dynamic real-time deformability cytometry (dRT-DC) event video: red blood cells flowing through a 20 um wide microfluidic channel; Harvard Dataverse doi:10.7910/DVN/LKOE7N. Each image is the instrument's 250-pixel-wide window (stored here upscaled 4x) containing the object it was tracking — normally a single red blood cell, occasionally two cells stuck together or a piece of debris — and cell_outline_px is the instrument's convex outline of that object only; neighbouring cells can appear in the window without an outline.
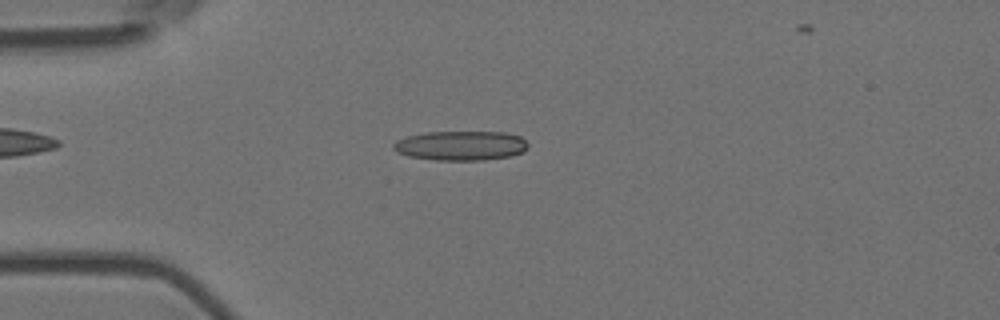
{"species": "Egyptian fruit bat (a non-hibernating species)", "species_latin": "Rousettus aegyptiacus", "temperature_condition": "room temperature", "stored_images_in_passage": 4, "camera_frame_rate_fps": 3000, "um_per_image_px": 0.085, "animal": {"sex": "female"}, "frame": {"image": 1, "passage_image": 2, "time_ms": 0.333, "image_size_px": [1000, 320], "cell_outline_px": [[528, 148], [512, 156], [484, 160], [436, 160], [408, 156], [396, 152], [392, 148], [392, 144], [396, 140], [408, 136], [424, 132], [504, 132], [520, 136], [528, 144]], "centroid_in_image_um": [39.14, 12.38], "position_along_channel_um": 45.9, "area_um2": 23.24}}
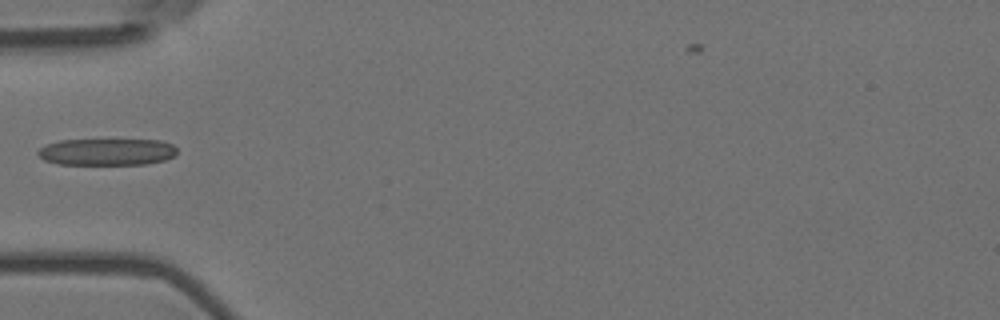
{"frame": {"image": 2, "passage_image": 3, "time_ms": 0.667, "image_size_px": [1000, 320], "cell_outline_px": [[176, 152], [172, 156], [164, 160], [144, 164], [60, 164], [44, 160], [36, 152], [44, 144], [60, 140], [160, 140], [172, 144], [176, 148]], "centroid_in_image_um": [9.05, 12.9], "position_along_channel_um": 76.0, "area_um2": 21.62}}
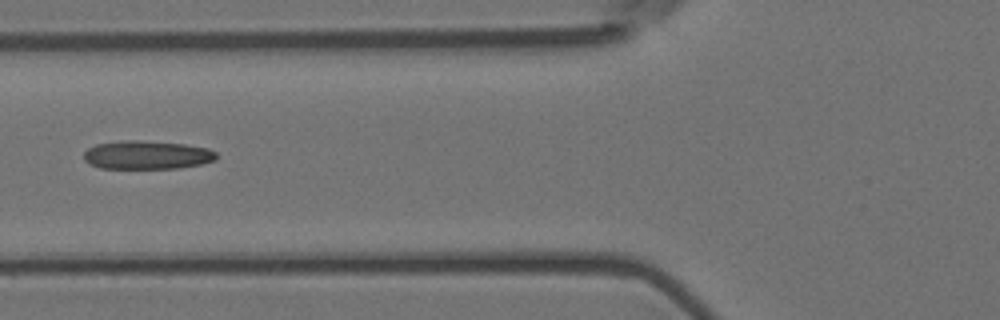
{"frame": {"image": 3, "passage_image": 4, "time_ms": 1.0, "image_size_px": [1000, 320], "cell_outline_px": [[216, 160], [200, 164], [180, 168], [100, 168], [88, 164], [84, 160], [84, 152], [88, 148], [96, 144], [120, 140], [136, 140], [184, 144], [208, 148], [216, 152]], "centroid_in_image_um": [12.46, 13.17], "position_along_channel_um": 113.3, "area_um2": 22.08}}